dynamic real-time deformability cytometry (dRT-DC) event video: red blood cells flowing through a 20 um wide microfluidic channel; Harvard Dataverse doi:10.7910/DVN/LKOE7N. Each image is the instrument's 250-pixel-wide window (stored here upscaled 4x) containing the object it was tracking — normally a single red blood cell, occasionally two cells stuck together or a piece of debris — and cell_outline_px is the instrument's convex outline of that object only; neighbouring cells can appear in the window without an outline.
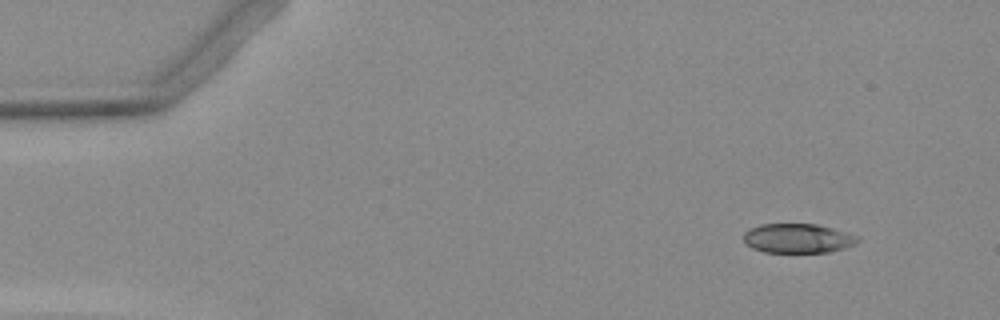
{"species": "Egyptian fruit bat (a non-hibernating species)", "species_latin": "Rousettus aegyptiacus", "temperature_condition": "warm", "stored_images_in_passage": 5, "segment_of_instrument_passage": [1, 2], "camera_frame_rate_fps": 3000, "um_per_image_px": 0.085, "animal": {"sex": "female"}, "frame": {"image": 1, "passage_image": 1, "time_ms": 0.0, "image_size_px": [1000, 320], "cell_outline_px": [[860, 240], [856, 244], [844, 248], [828, 252], [764, 252], [752, 248], [744, 240], [744, 232], [760, 224], [816, 224], [832, 228], [856, 236]], "centroid_in_image_um": [67.81, 20.26], "position_along_channel_um": 17.2, "area_um2": 19.31}}